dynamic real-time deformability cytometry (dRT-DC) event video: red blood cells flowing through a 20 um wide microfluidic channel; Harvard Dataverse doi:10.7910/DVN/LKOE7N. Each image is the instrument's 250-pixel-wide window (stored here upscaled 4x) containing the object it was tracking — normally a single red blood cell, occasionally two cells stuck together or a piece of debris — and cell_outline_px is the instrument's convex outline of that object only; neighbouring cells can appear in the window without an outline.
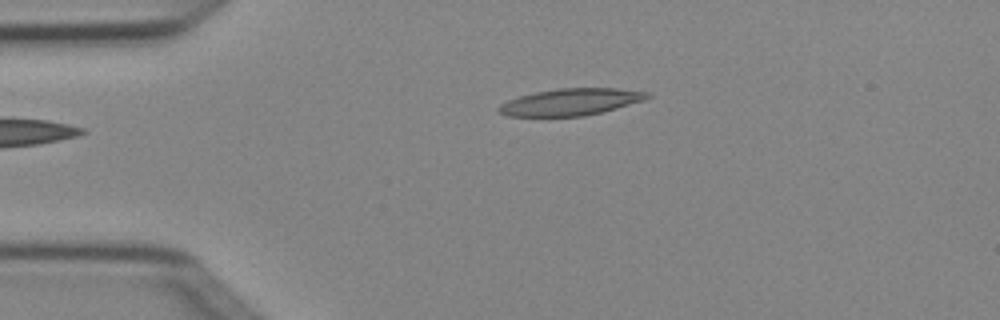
{"species": "Egyptian fruit bat (a non-hibernating species)", "species_latin": "Rousettus aegyptiacus", "temperature_condition": "cold", "stored_images_in_passage": 2, "camera_frame_rate_fps": 3000, "um_per_image_px": 0.085, "animal": {"sex": "female"}, "frame": {"image": 1, "passage_image": 1, "time_ms": 0.0, "image_size_px": [1000, 320], "cell_outline_px": [[652, 96], [644, 100], [616, 108], [584, 116], [508, 116], [496, 112], [496, 108], [500, 104], [508, 100], [520, 96], [536, 92], [560, 88], [616, 88], [648, 92]], "centroid_in_image_um": [48.48, 8.67], "position_along_channel_um": 36.5, "area_um2": 23.12}}